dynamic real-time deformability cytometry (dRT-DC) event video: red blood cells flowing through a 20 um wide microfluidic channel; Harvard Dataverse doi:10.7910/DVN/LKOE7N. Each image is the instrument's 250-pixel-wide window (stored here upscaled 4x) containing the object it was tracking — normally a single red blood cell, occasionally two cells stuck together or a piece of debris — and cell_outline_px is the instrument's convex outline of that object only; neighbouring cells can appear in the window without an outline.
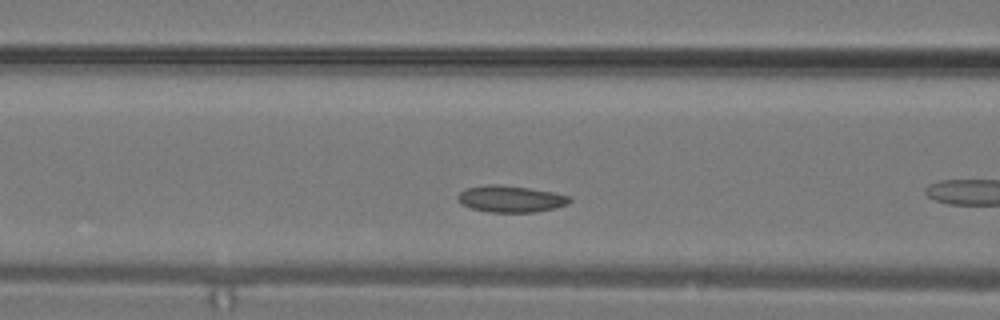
{"species": "common noctule bat (a hibernating species)", "species_latin": "Nyctalus noctula", "temperature_condition": "warm", "stored_images_in_passage": 20, "camera_frame_rate_fps": 3000, "um_per_image_px": 0.085, "animal": {"sex": "male", "body_mass_g": 19.2, "forearm_length_mm": 51.8}, "frame": {"image": 1, "passage_image": 6, "time_ms": 1.667, "image_size_px": [1000, 320], "cell_outline_px": [[572, 200], [568, 204], [556, 208], [536, 212], [488, 212], [472, 208], [460, 204], [456, 196], [464, 188], [488, 184], [496, 184], [528, 188], [552, 192], [568, 196]], "centroid_in_image_um": [43.37, 16.91], "position_along_channel_um": 123.2, "area_um2": 17.4}}